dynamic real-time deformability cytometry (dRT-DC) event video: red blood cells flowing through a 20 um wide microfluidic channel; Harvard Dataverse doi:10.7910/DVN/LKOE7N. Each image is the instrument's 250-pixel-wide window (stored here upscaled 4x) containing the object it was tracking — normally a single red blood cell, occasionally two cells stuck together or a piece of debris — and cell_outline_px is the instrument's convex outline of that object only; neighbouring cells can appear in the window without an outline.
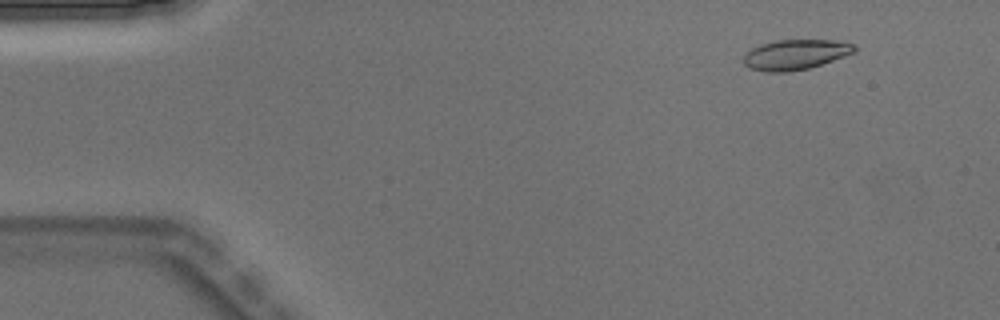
{"species": "Egyptian fruit bat (a non-hibernating species)", "species_latin": "Rousettus aegyptiacus", "temperature_condition": "warm", "stored_images_in_passage": 4, "camera_frame_rate_fps": 3000, "um_per_image_px": 0.085, "animal": {"sex": "male"}, "frame": {"image": 1, "passage_image": 1, "time_ms": 0.0, "image_size_px": [1000, 320], "cell_outline_px": [[856, 52], [808, 68], [788, 72], [764, 72], [748, 68], [744, 64], [744, 52], [760, 44], [776, 40], [836, 40], [852, 44], [856, 48]], "centroid_in_image_um": [67.55, 4.64], "position_along_channel_um": 17.4, "area_um2": 19.48}}
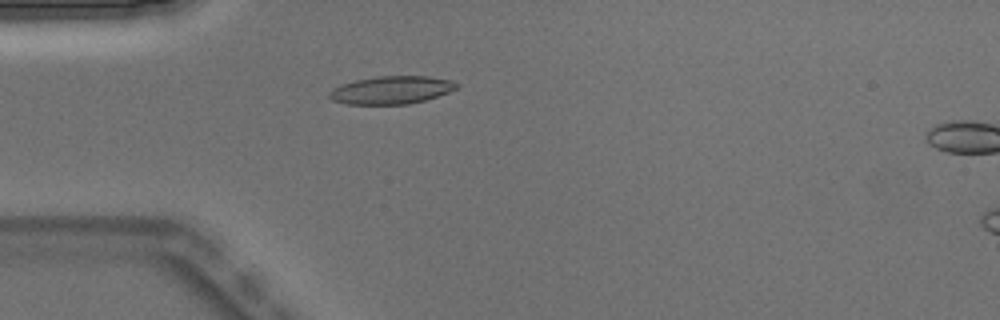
{"frame": {"image": 2, "passage_image": 3, "time_ms": 0.667, "image_size_px": [1000, 320], "cell_outline_px": [[456, 88], [448, 92], [424, 100], [408, 104], [344, 104], [332, 100], [328, 96], [328, 92], [332, 88], [340, 84], [356, 80], [376, 76], [428, 76], [448, 80], [456, 84]], "centroid_in_image_um": [33.17, 7.65], "position_along_channel_um": 51.8, "area_um2": 20.52}}